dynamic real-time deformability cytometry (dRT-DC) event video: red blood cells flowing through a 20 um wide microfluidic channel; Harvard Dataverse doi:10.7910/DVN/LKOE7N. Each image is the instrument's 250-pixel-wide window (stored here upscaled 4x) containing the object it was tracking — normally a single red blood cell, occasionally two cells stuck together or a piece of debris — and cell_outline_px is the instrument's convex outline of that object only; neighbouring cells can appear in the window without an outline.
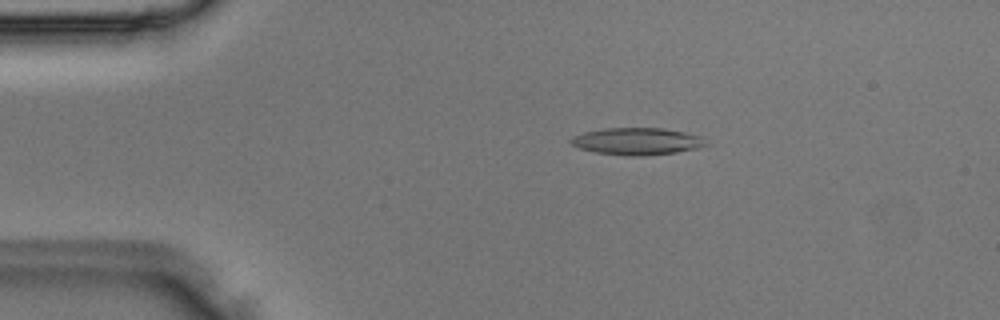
{"species": "Egyptian fruit bat (a non-hibernating species)", "species_latin": "Rousettus aegyptiacus", "temperature_condition": "room temperature", "stored_images_in_passage": 48, "camera_frame_rate_fps": 3000, "um_per_image_px": 0.085, "animal": {"sex": "male"}, "frame": {"image": 1, "passage_image": 9, "time_ms": 2.667, "image_size_px": [1000, 320], "cell_outline_px": [[712, 144], [696, 148], [676, 152], [644, 156], [624, 156], [596, 152], [580, 148], [572, 144], [568, 140], [572, 136], [584, 132], [604, 128], [664, 128], [704, 136]], "centroid_in_image_um": [54.2, 12.01], "position_along_channel_um": 30.8, "area_um2": 21.62}}
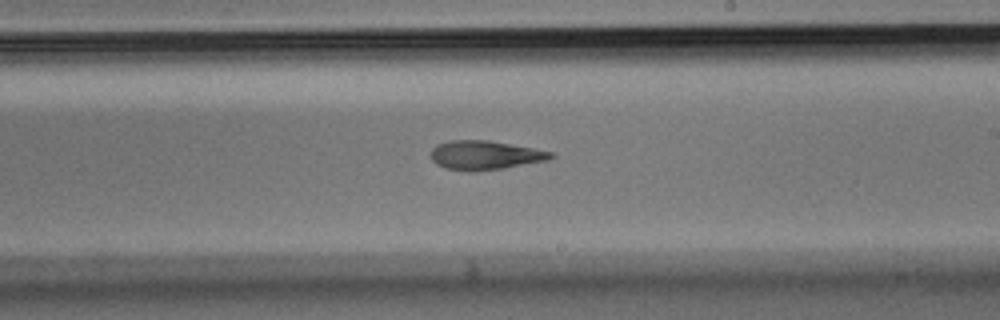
{"frame": {"image": 2, "passage_image": 28, "time_ms": 9.0, "image_size_px": [1000, 320], "cell_outline_px": [[556, 156], [548, 160], [504, 168], [476, 172], [444, 168], [436, 164], [432, 160], [432, 148], [436, 144], [448, 140], [488, 140], [532, 148], [552, 152]], "centroid_in_image_um": [41.2, 13.19], "position_along_channel_um": 247.8, "area_um2": 20.35}}
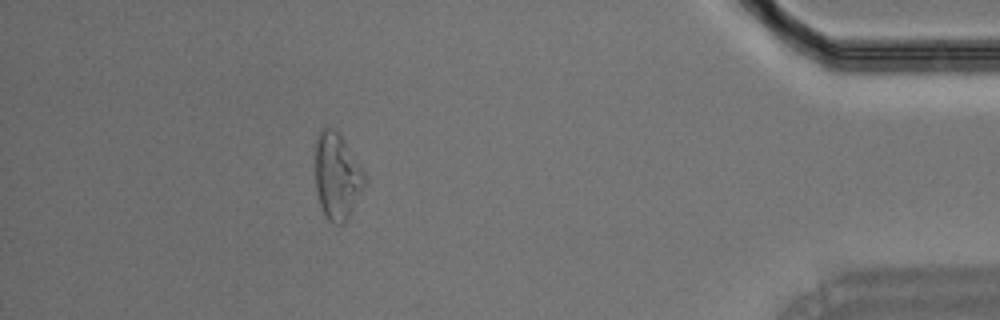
{"frame": {"image": 3, "passage_image": 43, "time_ms": 14.0, "image_size_px": [1000, 320], "cell_outline_px": [[364, 184], [344, 224], [336, 224], [328, 220], [324, 216], [316, 192], [316, 136], [324, 128], [336, 128], [340, 132], [364, 172]], "centroid_in_image_um": [28.62, 14.94], "position_along_channel_um": 406.6, "area_um2": 24.51}}